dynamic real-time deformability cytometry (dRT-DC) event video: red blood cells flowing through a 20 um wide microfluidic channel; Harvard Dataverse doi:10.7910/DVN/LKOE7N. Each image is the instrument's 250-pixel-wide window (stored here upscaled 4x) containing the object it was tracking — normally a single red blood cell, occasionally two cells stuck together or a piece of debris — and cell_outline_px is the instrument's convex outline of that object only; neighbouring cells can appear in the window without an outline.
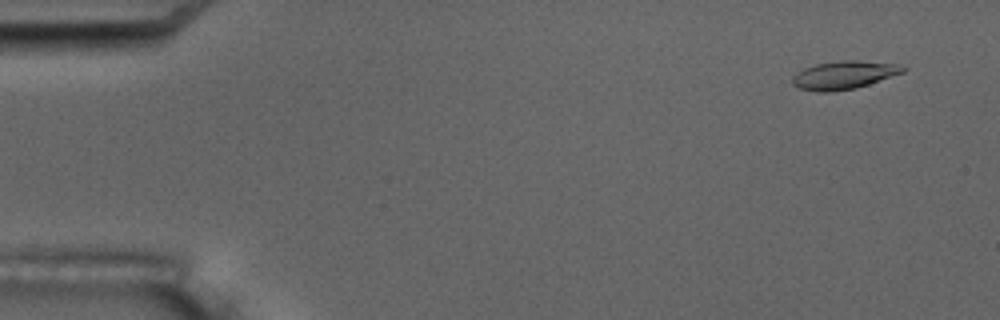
{"species": "common noctule bat (a hibernating species)", "species_latin": "Nyctalus noctula", "temperature_condition": "room temperature", "stored_images_in_passage": 5, "camera_frame_rate_fps": 3000, "um_per_image_px": 0.085, "animal": {"sex": "male", "body_mass_g": 17.5, "forearm_length_mm": 52.3}, "frame": {"image": 1, "passage_image": 2, "time_ms": 1.0, "image_size_px": [1000, 320], "cell_outline_px": [[908, 68], [904, 72], [856, 88], [832, 92], [816, 92], [800, 88], [792, 84], [792, 76], [796, 72], [804, 68], [816, 64], [844, 60], [856, 60], [896, 64]], "centroid_in_image_um": [71.7, 6.38], "position_along_channel_um": 13.3, "area_um2": 18.09}}